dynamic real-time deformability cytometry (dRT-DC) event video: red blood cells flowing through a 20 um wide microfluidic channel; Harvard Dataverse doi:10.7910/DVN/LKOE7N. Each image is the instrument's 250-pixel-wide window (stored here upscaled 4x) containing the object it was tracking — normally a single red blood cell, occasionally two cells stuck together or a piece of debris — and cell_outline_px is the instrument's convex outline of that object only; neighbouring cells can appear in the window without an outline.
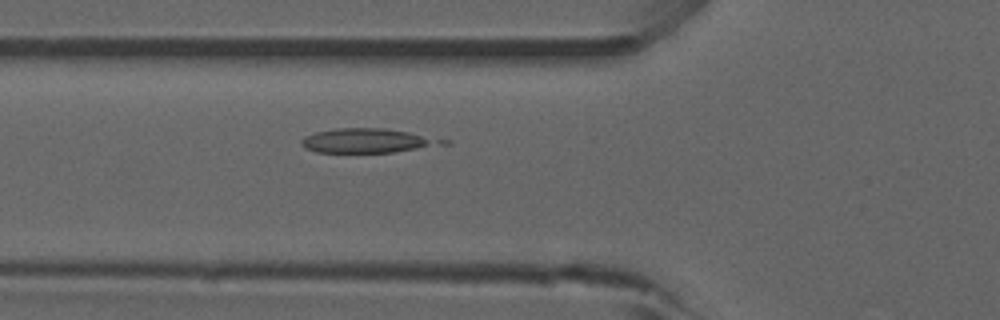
{"species": "common noctule bat (a hibernating species)", "species_latin": "Nyctalus noctula", "temperature_condition": "room temperature", "stored_images_in_passage": 33, "camera_frame_rate_fps": 3000, "um_per_image_px": 0.085, "animal": {"sex": "male", "forearm_length_mm": 52.5}, "frame": {"image": 1, "passage_image": 4, "time_ms": 1.0, "image_size_px": [1000, 320], "cell_outline_px": [[428, 144], [416, 148], [392, 152], [316, 152], [304, 148], [300, 144], [300, 140], [304, 136], [316, 132], [336, 128], [384, 128], [408, 132], [420, 136], [428, 140]], "centroid_in_image_um": [30.75, 11.95], "position_along_channel_um": 95.0, "area_um2": 18.44}}
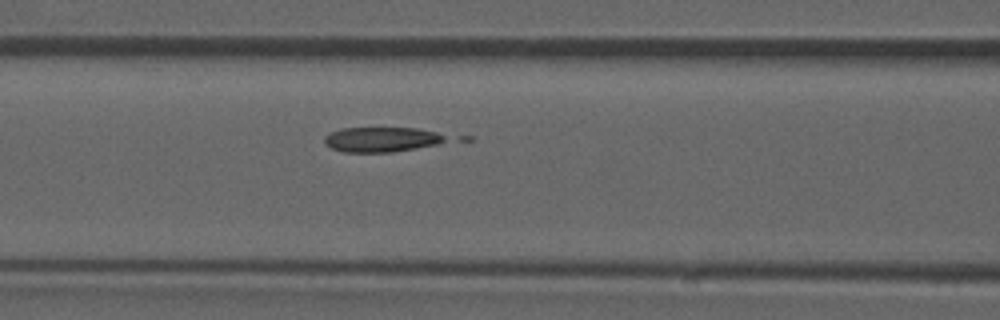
{"frame": {"image": 2, "passage_image": 7, "time_ms": 2.0, "image_size_px": [1000, 320], "cell_outline_px": [[448, 140], [440, 144], [392, 152], [344, 152], [332, 148], [324, 140], [324, 136], [340, 128], [416, 128], [436, 132], [444, 136]], "centroid_in_image_um": [32.45, 11.85], "position_along_channel_um": 134.1, "area_um2": 17.51}}